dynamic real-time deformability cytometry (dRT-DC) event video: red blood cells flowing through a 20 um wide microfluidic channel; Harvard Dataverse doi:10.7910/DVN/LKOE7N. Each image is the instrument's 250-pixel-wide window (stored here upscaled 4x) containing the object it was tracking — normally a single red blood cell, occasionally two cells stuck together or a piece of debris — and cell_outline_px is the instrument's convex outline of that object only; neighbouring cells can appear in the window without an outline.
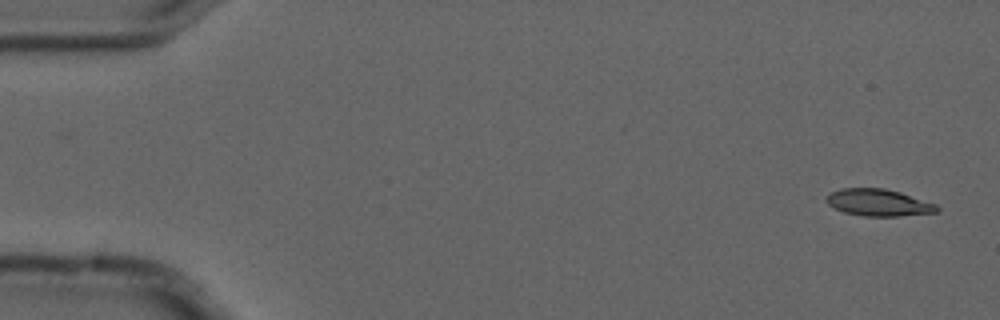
{"species": "common noctule bat (a hibernating species)", "species_latin": "Nyctalus noctula", "temperature_condition": "cold", "stored_images_in_passage": 4, "camera_frame_rate_fps": 3000, "um_per_image_px": 0.085, "animal": {"sex": "male", "forearm_length_mm": 52.5}, "frame": {"image": 1, "passage_image": 1, "time_ms": 0.0, "image_size_px": [1000, 320], "cell_outline_px": [[940, 212], [900, 216], [864, 216], [844, 212], [828, 204], [824, 200], [832, 192], [840, 188], [884, 188], [900, 192], [936, 204], [940, 208]], "centroid_in_image_um": [74.7, 17.22], "position_along_channel_um": 10.3, "area_um2": 17.34}}
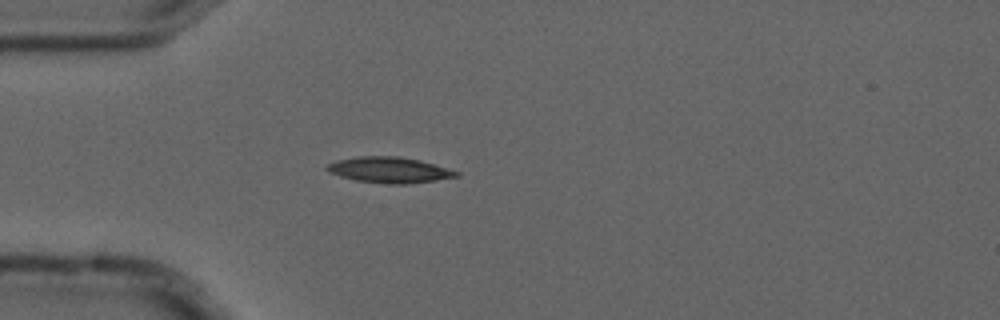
{"frame": {"image": 2, "passage_image": 4, "time_ms": 1.0, "image_size_px": [1000, 320], "cell_outline_px": [[460, 176], [436, 180], [408, 184], [388, 184], [356, 180], [340, 176], [328, 172], [324, 168], [328, 164], [336, 160], [360, 156], [400, 156], [420, 160], [460, 172]], "centroid_in_image_um": [33.09, 14.44], "position_along_channel_um": 51.9, "area_um2": 19.48}}